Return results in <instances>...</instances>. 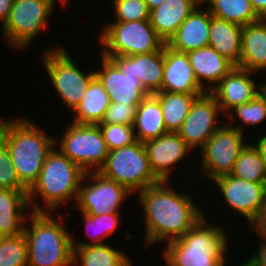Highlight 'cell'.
I'll return each mask as SVG.
<instances>
[{"label":"cell","mask_w":266,"mask_h":266,"mask_svg":"<svg viewBox=\"0 0 266 266\" xmlns=\"http://www.w3.org/2000/svg\"><path fill=\"white\" fill-rule=\"evenodd\" d=\"M52 1H54L55 3L59 2L60 5L62 4L63 6H65L69 0H52Z\"/></svg>","instance_id":"obj_48"},{"label":"cell","mask_w":266,"mask_h":266,"mask_svg":"<svg viewBox=\"0 0 266 266\" xmlns=\"http://www.w3.org/2000/svg\"><path fill=\"white\" fill-rule=\"evenodd\" d=\"M0 139L9 151L20 183L29 191L56 146V138L34 125L31 119L20 116L11 121L0 117Z\"/></svg>","instance_id":"obj_2"},{"label":"cell","mask_w":266,"mask_h":266,"mask_svg":"<svg viewBox=\"0 0 266 266\" xmlns=\"http://www.w3.org/2000/svg\"><path fill=\"white\" fill-rule=\"evenodd\" d=\"M201 2L181 23L176 33L166 43L176 51L188 53L208 46L210 12ZM206 9V10H205Z\"/></svg>","instance_id":"obj_20"},{"label":"cell","mask_w":266,"mask_h":266,"mask_svg":"<svg viewBox=\"0 0 266 266\" xmlns=\"http://www.w3.org/2000/svg\"><path fill=\"white\" fill-rule=\"evenodd\" d=\"M246 228L251 229V231L256 232V236H266V195L263 199L262 204L259 206L257 214L248 224ZM253 228V230H252Z\"/></svg>","instance_id":"obj_40"},{"label":"cell","mask_w":266,"mask_h":266,"mask_svg":"<svg viewBox=\"0 0 266 266\" xmlns=\"http://www.w3.org/2000/svg\"><path fill=\"white\" fill-rule=\"evenodd\" d=\"M207 6L210 14L221 20H226L240 26L258 21L260 18L254 12L250 0H201Z\"/></svg>","instance_id":"obj_30"},{"label":"cell","mask_w":266,"mask_h":266,"mask_svg":"<svg viewBox=\"0 0 266 266\" xmlns=\"http://www.w3.org/2000/svg\"><path fill=\"white\" fill-rule=\"evenodd\" d=\"M65 46H51L42 53L43 66L51 81L54 91L61 99V103L73 111L80 103L90 82L96 77L95 70L88 73L81 71L80 67L72 60Z\"/></svg>","instance_id":"obj_6"},{"label":"cell","mask_w":266,"mask_h":266,"mask_svg":"<svg viewBox=\"0 0 266 266\" xmlns=\"http://www.w3.org/2000/svg\"><path fill=\"white\" fill-rule=\"evenodd\" d=\"M242 26L213 17L210 14L209 44L234 66H239L241 56Z\"/></svg>","instance_id":"obj_25"},{"label":"cell","mask_w":266,"mask_h":266,"mask_svg":"<svg viewBox=\"0 0 266 266\" xmlns=\"http://www.w3.org/2000/svg\"><path fill=\"white\" fill-rule=\"evenodd\" d=\"M109 151L122 148L137 141L133 126L125 124H98Z\"/></svg>","instance_id":"obj_34"},{"label":"cell","mask_w":266,"mask_h":266,"mask_svg":"<svg viewBox=\"0 0 266 266\" xmlns=\"http://www.w3.org/2000/svg\"><path fill=\"white\" fill-rule=\"evenodd\" d=\"M262 133L258 137L256 135V139H253L252 141H254L253 144L260 151L261 157L266 164V134L264 132Z\"/></svg>","instance_id":"obj_44"},{"label":"cell","mask_w":266,"mask_h":266,"mask_svg":"<svg viewBox=\"0 0 266 266\" xmlns=\"http://www.w3.org/2000/svg\"><path fill=\"white\" fill-rule=\"evenodd\" d=\"M120 216V213L98 215L100 244H103L104 238L106 239L117 230L120 223Z\"/></svg>","instance_id":"obj_39"},{"label":"cell","mask_w":266,"mask_h":266,"mask_svg":"<svg viewBox=\"0 0 266 266\" xmlns=\"http://www.w3.org/2000/svg\"><path fill=\"white\" fill-rule=\"evenodd\" d=\"M99 44L103 56H134L159 51L165 42L150 20L110 22L102 27Z\"/></svg>","instance_id":"obj_7"},{"label":"cell","mask_w":266,"mask_h":266,"mask_svg":"<svg viewBox=\"0 0 266 266\" xmlns=\"http://www.w3.org/2000/svg\"><path fill=\"white\" fill-rule=\"evenodd\" d=\"M187 55L196 80L205 92H210L234 67L210 46L192 50Z\"/></svg>","instance_id":"obj_21"},{"label":"cell","mask_w":266,"mask_h":266,"mask_svg":"<svg viewBox=\"0 0 266 266\" xmlns=\"http://www.w3.org/2000/svg\"><path fill=\"white\" fill-rule=\"evenodd\" d=\"M254 74L256 73L234 66L210 91L220 106L223 116L229 114L240 104L253 100L261 93V84L254 81Z\"/></svg>","instance_id":"obj_15"},{"label":"cell","mask_w":266,"mask_h":266,"mask_svg":"<svg viewBox=\"0 0 266 266\" xmlns=\"http://www.w3.org/2000/svg\"><path fill=\"white\" fill-rule=\"evenodd\" d=\"M259 237V243H258V250H256V253H253L251 257H248L249 260L255 265V266H266V236H260Z\"/></svg>","instance_id":"obj_41"},{"label":"cell","mask_w":266,"mask_h":266,"mask_svg":"<svg viewBox=\"0 0 266 266\" xmlns=\"http://www.w3.org/2000/svg\"><path fill=\"white\" fill-rule=\"evenodd\" d=\"M52 215L53 212L28 213L23 232L28 266H73V235L64 226L62 216L55 219Z\"/></svg>","instance_id":"obj_5"},{"label":"cell","mask_w":266,"mask_h":266,"mask_svg":"<svg viewBox=\"0 0 266 266\" xmlns=\"http://www.w3.org/2000/svg\"><path fill=\"white\" fill-rule=\"evenodd\" d=\"M82 217L84 219V224L86 227V233H88L87 237L90 235V229L94 230V236H90L89 238L92 240L90 242H82L79 239L75 240L74 236H72V245L73 247H84V246H89V245H98L100 244V234H99V227H98V215H88L87 213L81 212ZM96 230V231H95ZM89 231V232H88ZM96 232V233H95ZM79 240V241H78ZM77 241V242H75Z\"/></svg>","instance_id":"obj_38"},{"label":"cell","mask_w":266,"mask_h":266,"mask_svg":"<svg viewBox=\"0 0 266 266\" xmlns=\"http://www.w3.org/2000/svg\"><path fill=\"white\" fill-rule=\"evenodd\" d=\"M234 115L238 116L237 118L241 123L243 122V125L234 124ZM227 116V118L231 120H228V125L234 127L244 134V127L246 125H248V127L255 126L256 128L257 125L262 123V121L264 122V120L266 119V98L262 93H259L253 100L249 101L248 103L240 104L239 106L232 109L229 114H227Z\"/></svg>","instance_id":"obj_32"},{"label":"cell","mask_w":266,"mask_h":266,"mask_svg":"<svg viewBox=\"0 0 266 266\" xmlns=\"http://www.w3.org/2000/svg\"><path fill=\"white\" fill-rule=\"evenodd\" d=\"M0 188L28 191L19 181L9 151L0 139Z\"/></svg>","instance_id":"obj_36"},{"label":"cell","mask_w":266,"mask_h":266,"mask_svg":"<svg viewBox=\"0 0 266 266\" xmlns=\"http://www.w3.org/2000/svg\"><path fill=\"white\" fill-rule=\"evenodd\" d=\"M131 194L125 186L104 177L98 171H89L81 181L74 208L88 215L120 213L121 204Z\"/></svg>","instance_id":"obj_12"},{"label":"cell","mask_w":266,"mask_h":266,"mask_svg":"<svg viewBox=\"0 0 266 266\" xmlns=\"http://www.w3.org/2000/svg\"><path fill=\"white\" fill-rule=\"evenodd\" d=\"M220 113L222 111L214 96L210 92H205L195 99L177 133L192 151L200 150L222 126L223 122L220 125L218 122L219 115H223Z\"/></svg>","instance_id":"obj_13"},{"label":"cell","mask_w":266,"mask_h":266,"mask_svg":"<svg viewBox=\"0 0 266 266\" xmlns=\"http://www.w3.org/2000/svg\"><path fill=\"white\" fill-rule=\"evenodd\" d=\"M160 102L164 124L168 132H177L190 112L195 99L202 94L158 91L153 94Z\"/></svg>","instance_id":"obj_29"},{"label":"cell","mask_w":266,"mask_h":266,"mask_svg":"<svg viewBox=\"0 0 266 266\" xmlns=\"http://www.w3.org/2000/svg\"><path fill=\"white\" fill-rule=\"evenodd\" d=\"M56 147L85 172L99 171L109 149L98 124L69 123ZM58 144V146H57Z\"/></svg>","instance_id":"obj_10"},{"label":"cell","mask_w":266,"mask_h":266,"mask_svg":"<svg viewBox=\"0 0 266 266\" xmlns=\"http://www.w3.org/2000/svg\"><path fill=\"white\" fill-rule=\"evenodd\" d=\"M218 186L224 202L236 214L244 216L248 224L257 214L265 197L264 184L247 181L231 174L219 176L212 180ZM231 207V208H230Z\"/></svg>","instance_id":"obj_14"},{"label":"cell","mask_w":266,"mask_h":266,"mask_svg":"<svg viewBox=\"0 0 266 266\" xmlns=\"http://www.w3.org/2000/svg\"><path fill=\"white\" fill-rule=\"evenodd\" d=\"M201 3V0H166L150 11V23L157 35L167 43L181 23Z\"/></svg>","instance_id":"obj_24"},{"label":"cell","mask_w":266,"mask_h":266,"mask_svg":"<svg viewBox=\"0 0 266 266\" xmlns=\"http://www.w3.org/2000/svg\"><path fill=\"white\" fill-rule=\"evenodd\" d=\"M55 5L52 0H14L9 17L2 25L6 44L17 51L29 47L48 27Z\"/></svg>","instance_id":"obj_9"},{"label":"cell","mask_w":266,"mask_h":266,"mask_svg":"<svg viewBox=\"0 0 266 266\" xmlns=\"http://www.w3.org/2000/svg\"><path fill=\"white\" fill-rule=\"evenodd\" d=\"M251 143H248L240 152L231 175L243 180L264 184L266 164L261 157L260 151Z\"/></svg>","instance_id":"obj_31"},{"label":"cell","mask_w":266,"mask_h":266,"mask_svg":"<svg viewBox=\"0 0 266 266\" xmlns=\"http://www.w3.org/2000/svg\"><path fill=\"white\" fill-rule=\"evenodd\" d=\"M114 22L149 20L150 11L144 0H111Z\"/></svg>","instance_id":"obj_35"},{"label":"cell","mask_w":266,"mask_h":266,"mask_svg":"<svg viewBox=\"0 0 266 266\" xmlns=\"http://www.w3.org/2000/svg\"><path fill=\"white\" fill-rule=\"evenodd\" d=\"M28 209V191L0 188V234L8 237L23 233Z\"/></svg>","instance_id":"obj_23"},{"label":"cell","mask_w":266,"mask_h":266,"mask_svg":"<svg viewBox=\"0 0 266 266\" xmlns=\"http://www.w3.org/2000/svg\"><path fill=\"white\" fill-rule=\"evenodd\" d=\"M100 58L102 67L95 71V76L103 84L110 102L138 106L146 96L150 95L136 76L121 72L102 54Z\"/></svg>","instance_id":"obj_16"},{"label":"cell","mask_w":266,"mask_h":266,"mask_svg":"<svg viewBox=\"0 0 266 266\" xmlns=\"http://www.w3.org/2000/svg\"><path fill=\"white\" fill-rule=\"evenodd\" d=\"M264 191H265V195H266V176H265V180H264Z\"/></svg>","instance_id":"obj_49"},{"label":"cell","mask_w":266,"mask_h":266,"mask_svg":"<svg viewBox=\"0 0 266 266\" xmlns=\"http://www.w3.org/2000/svg\"><path fill=\"white\" fill-rule=\"evenodd\" d=\"M170 185L169 181H160L137 192L145 214V249L154 243H167L182 237L205 216V208L194 203L190 193L177 192Z\"/></svg>","instance_id":"obj_1"},{"label":"cell","mask_w":266,"mask_h":266,"mask_svg":"<svg viewBox=\"0 0 266 266\" xmlns=\"http://www.w3.org/2000/svg\"><path fill=\"white\" fill-rule=\"evenodd\" d=\"M109 106V95L104 90L103 84L95 77L90 82L80 103L72 111L75 113L72 122L99 124L103 121Z\"/></svg>","instance_id":"obj_27"},{"label":"cell","mask_w":266,"mask_h":266,"mask_svg":"<svg viewBox=\"0 0 266 266\" xmlns=\"http://www.w3.org/2000/svg\"><path fill=\"white\" fill-rule=\"evenodd\" d=\"M123 73L136 76L150 93L161 91L164 72V46L156 52L134 56H105Z\"/></svg>","instance_id":"obj_18"},{"label":"cell","mask_w":266,"mask_h":266,"mask_svg":"<svg viewBox=\"0 0 266 266\" xmlns=\"http://www.w3.org/2000/svg\"><path fill=\"white\" fill-rule=\"evenodd\" d=\"M85 174L80 166L55 146L48 154L37 182L28 191L29 211L55 213L56 209L62 207L61 204L65 207L71 200H74L75 205ZM37 195L43 199L45 209L38 204Z\"/></svg>","instance_id":"obj_4"},{"label":"cell","mask_w":266,"mask_h":266,"mask_svg":"<svg viewBox=\"0 0 266 266\" xmlns=\"http://www.w3.org/2000/svg\"><path fill=\"white\" fill-rule=\"evenodd\" d=\"M161 91L204 94L199 86L187 53L176 51L164 44V72Z\"/></svg>","instance_id":"obj_19"},{"label":"cell","mask_w":266,"mask_h":266,"mask_svg":"<svg viewBox=\"0 0 266 266\" xmlns=\"http://www.w3.org/2000/svg\"><path fill=\"white\" fill-rule=\"evenodd\" d=\"M14 0H0V23L3 25L9 17Z\"/></svg>","instance_id":"obj_42"},{"label":"cell","mask_w":266,"mask_h":266,"mask_svg":"<svg viewBox=\"0 0 266 266\" xmlns=\"http://www.w3.org/2000/svg\"><path fill=\"white\" fill-rule=\"evenodd\" d=\"M227 266V265H224ZM230 266V265H228ZM237 266V265H236ZM240 266H255L249 259L245 260V262H242Z\"/></svg>","instance_id":"obj_47"},{"label":"cell","mask_w":266,"mask_h":266,"mask_svg":"<svg viewBox=\"0 0 266 266\" xmlns=\"http://www.w3.org/2000/svg\"><path fill=\"white\" fill-rule=\"evenodd\" d=\"M0 266H28V245L24 233L0 240Z\"/></svg>","instance_id":"obj_33"},{"label":"cell","mask_w":266,"mask_h":266,"mask_svg":"<svg viewBox=\"0 0 266 266\" xmlns=\"http://www.w3.org/2000/svg\"><path fill=\"white\" fill-rule=\"evenodd\" d=\"M144 146L150 167L160 181H169L174 173L173 167L193 152L177 132H167L156 139L145 141Z\"/></svg>","instance_id":"obj_17"},{"label":"cell","mask_w":266,"mask_h":266,"mask_svg":"<svg viewBox=\"0 0 266 266\" xmlns=\"http://www.w3.org/2000/svg\"><path fill=\"white\" fill-rule=\"evenodd\" d=\"M74 266H132L128 254L106 244L73 247Z\"/></svg>","instance_id":"obj_28"},{"label":"cell","mask_w":266,"mask_h":266,"mask_svg":"<svg viewBox=\"0 0 266 266\" xmlns=\"http://www.w3.org/2000/svg\"><path fill=\"white\" fill-rule=\"evenodd\" d=\"M261 93L266 98V79H265L264 82L262 81V84H261Z\"/></svg>","instance_id":"obj_46"},{"label":"cell","mask_w":266,"mask_h":266,"mask_svg":"<svg viewBox=\"0 0 266 266\" xmlns=\"http://www.w3.org/2000/svg\"><path fill=\"white\" fill-rule=\"evenodd\" d=\"M137 107L130 104L110 102V106L107 108L105 117L101 123L134 126Z\"/></svg>","instance_id":"obj_37"},{"label":"cell","mask_w":266,"mask_h":266,"mask_svg":"<svg viewBox=\"0 0 266 266\" xmlns=\"http://www.w3.org/2000/svg\"><path fill=\"white\" fill-rule=\"evenodd\" d=\"M98 172L135 194L160 182L150 167L144 143L138 140L109 151L105 164Z\"/></svg>","instance_id":"obj_8"},{"label":"cell","mask_w":266,"mask_h":266,"mask_svg":"<svg viewBox=\"0 0 266 266\" xmlns=\"http://www.w3.org/2000/svg\"><path fill=\"white\" fill-rule=\"evenodd\" d=\"M203 216L182 237L162 249L166 266H224L229 253L228 232ZM224 230V231H223ZM227 234V235H226Z\"/></svg>","instance_id":"obj_3"},{"label":"cell","mask_w":266,"mask_h":266,"mask_svg":"<svg viewBox=\"0 0 266 266\" xmlns=\"http://www.w3.org/2000/svg\"><path fill=\"white\" fill-rule=\"evenodd\" d=\"M134 131L138 141L156 139L167 133L159 100L150 94L136 108Z\"/></svg>","instance_id":"obj_26"},{"label":"cell","mask_w":266,"mask_h":266,"mask_svg":"<svg viewBox=\"0 0 266 266\" xmlns=\"http://www.w3.org/2000/svg\"><path fill=\"white\" fill-rule=\"evenodd\" d=\"M250 3L259 18H266V0H250Z\"/></svg>","instance_id":"obj_43"},{"label":"cell","mask_w":266,"mask_h":266,"mask_svg":"<svg viewBox=\"0 0 266 266\" xmlns=\"http://www.w3.org/2000/svg\"><path fill=\"white\" fill-rule=\"evenodd\" d=\"M147 4V7L149 11L159 7L161 4H163L166 0H144Z\"/></svg>","instance_id":"obj_45"},{"label":"cell","mask_w":266,"mask_h":266,"mask_svg":"<svg viewBox=\"0 0 266 266\" xmlns=\"http://www.w3.org/2000/svg\"><path fill=\"white\" fill-rule=\"evenodd\" d=\"M245 135L226 123L222 124L200 149L202 168L197 172L198 175L212 181L219 176L231 174L240 152L251 139L245 138Z\"/></svg>","instance_id":"obj_11"},{"label":"cell","mask_w":266,"mask_h":266,"mask_svg":"<svg viewBox=\"0 0 266 266\" xmlns=\"http://www.w3.org/2000/svg\"><path fill=\"white\" fill-rule=\"evenodd\" d=\"M240 68L266 74V20L242 26Z\"/></svg>","instance_id":"obj_22"}]
</instances>
